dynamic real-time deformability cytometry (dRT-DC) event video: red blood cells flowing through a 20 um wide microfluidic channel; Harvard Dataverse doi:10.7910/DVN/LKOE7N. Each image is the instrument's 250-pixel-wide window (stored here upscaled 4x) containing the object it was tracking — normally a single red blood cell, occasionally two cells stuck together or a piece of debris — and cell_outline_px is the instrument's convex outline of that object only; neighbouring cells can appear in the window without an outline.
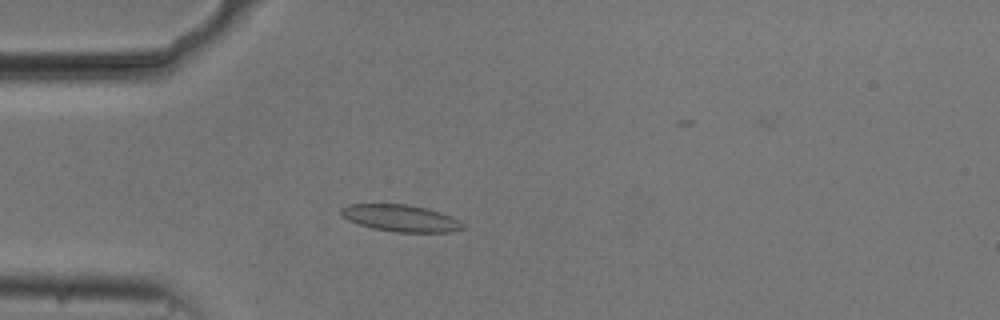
{"species": "common noctule bat (a hibernating species)", "species_latin": "Nyctalus noctula", "temperature_condition": "cold", "stored_images_in_passage": 54, "camera_frame_rate_fps": 3000, "um_per_image_px": 0.085, "animal": {"sex": "male", "body_mass_g": 20.5, "forearm_length_mm": 52.5}, "frame": {"image": 1, "passage_image": 14, "time_ms": 4.333, "image_size_px": [1000, 320], "cell_outline_px": [[464, 228], [448, 232], [396, 232], [372, 228], [348, 220], [340, 216], [340, 208], [348, 204], [408, 204], [428, 208], [452, 216], [460, 220], [464, 224]], "centroid_in_image_um": [34.05, 18.53], "position_along_channel_um": 50.9, "area_um2": 19.19}}
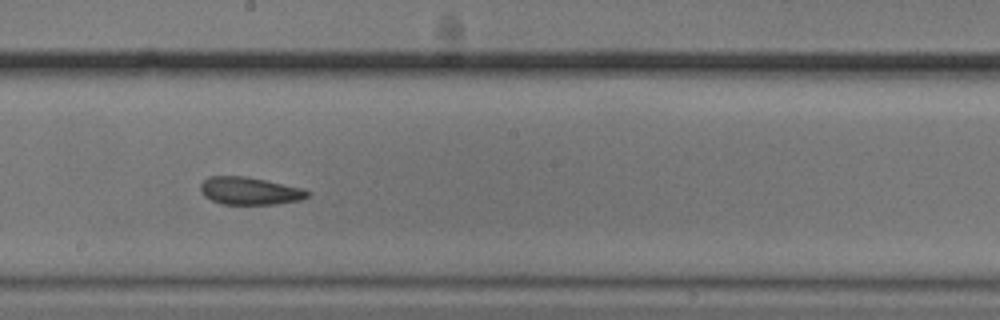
{"frame": {"image": 2, "passage_image": 29, "time_ms": 9.333, "image_size_px": [1000, 320], "cell_outline_px": [[312, 192], [308, 196], [300, 200], [276, 204], [224, 204], [212, 200], [204, 196], [200, 188], [200, 184], [208, 176], [248, 176], [300, 188]], "centroid_in_image_um": [21.21, 16.22], "position_along_channel_um": 227.0, "area_um2": 17.11}}
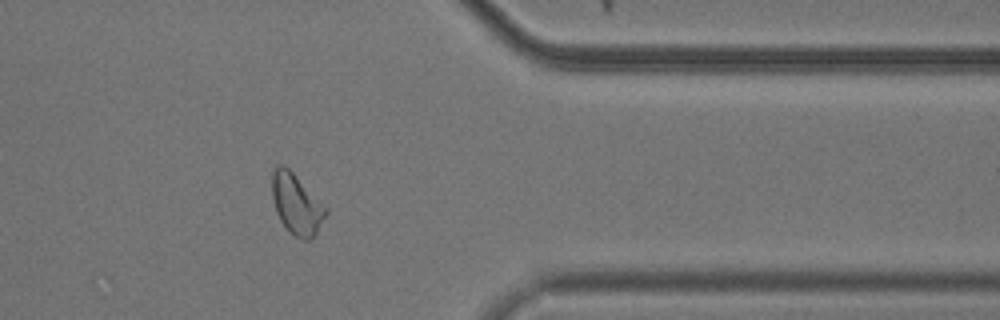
{"frame": {"image": 3, "passage_image": 43, "time_ms": 14.0, "image_size_px": [1000, 320], "cell_outline_px": [[328, 212], [316, 232], [308, 240], [304, 240], [288, 232], [280, 220], [276, 212], [272, 196], [272, 172], [276, 164], [284, 164], [328, 208]], "centroid_in_image_um": [25.18, 17.33], "position_along_channel_um": 386.2, "area_um2": 18.84}, "authors_computed_cell_mechanics": {"area_um2": 18.8139, "velocity_mm_per_s": 3.7215, "shape_relaxation_time_tau1_ms": null, "shape_relaxation_time_tau2_ms": 3.5868, "deformation_change_tau1": null, "deformation_change_tau2": 0.1033}}